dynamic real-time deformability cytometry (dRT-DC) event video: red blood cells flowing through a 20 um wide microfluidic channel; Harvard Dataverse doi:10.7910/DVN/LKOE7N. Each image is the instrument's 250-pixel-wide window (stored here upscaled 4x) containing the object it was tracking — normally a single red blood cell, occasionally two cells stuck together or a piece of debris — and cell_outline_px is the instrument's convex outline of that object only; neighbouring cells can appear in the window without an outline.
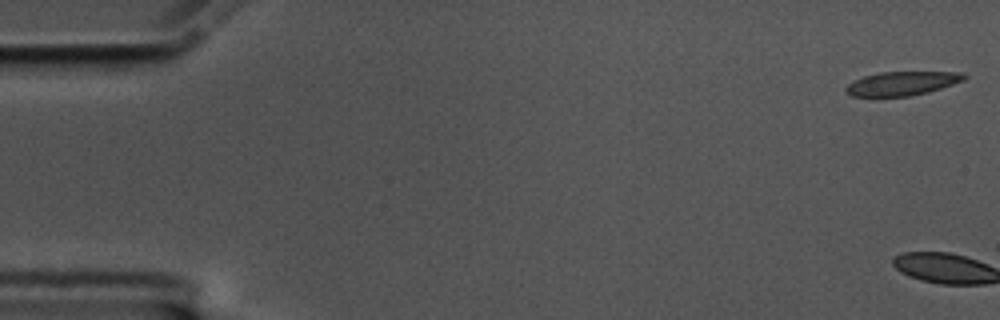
{"species": "common noctule bat (a hibernating species)", "species_latin": "Nyctalus noctula", "temperature_condition": "cold", "stored_images_in_passage": 3, "camera_frame_rate_fps": 3000, "um_per_image_px": 0.085, "animal": {"sex": "male", "body_mass_g": 17.5, "forearm_length_mm": 52.3}, "frame": {"image": 1, "passage_image": 1, "time_ms": 0.0, "image_size_px": [1000, 320], "cell_outline_px": [[968, 76], [964, 80], [928, 92], [908, 96], [852, 96], [844, 88], [848, 84], [864, 76], [880, 72], [964, 72]], "centroid_in_image_um": [76.7, 7.08], "position_along_channel_um": 8.3, "area_um2": 16.24}}